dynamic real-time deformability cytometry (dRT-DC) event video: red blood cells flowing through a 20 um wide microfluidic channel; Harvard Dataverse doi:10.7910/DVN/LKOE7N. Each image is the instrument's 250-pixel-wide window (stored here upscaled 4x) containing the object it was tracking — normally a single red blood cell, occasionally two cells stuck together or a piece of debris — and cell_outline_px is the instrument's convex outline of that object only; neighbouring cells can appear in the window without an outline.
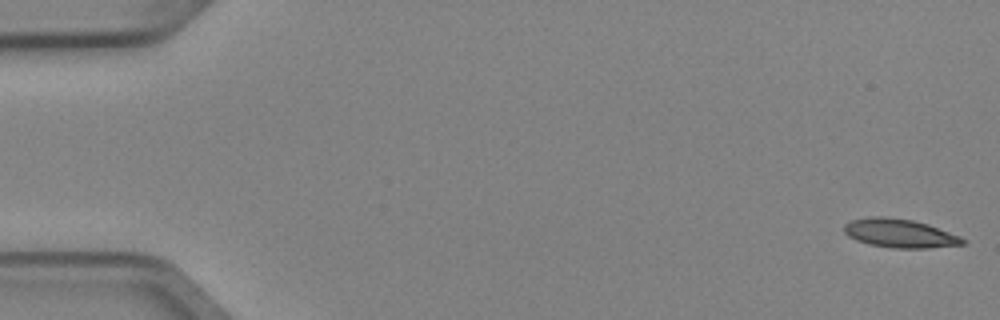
{"species": "Egyptian fruit bat (a non-hibernating species)", "species_latin": "Rousettus aegyptiacus", "temperature_condition": "cold", "stored_images_in_passage": 5, "camera_frame_rate_fps": 3000, "um_per_image_px": 0.085, "animal": {"sex": "female"}, "frame": {"image": 1, "passage_image": 1, "time_ms": 0.0, "image_size_px": [1000, 320], "cell_outline_px": [[968, 240], [964, 244], [928, 248], [892, 248], [868, 244], [856, 240], [848, 236], [844, 232], [844, 224], [852, 220], [868, 216], [880, 216], [912, 220], [928, 224], [960, 236]], "centroid_in_image_um": [76.47, 19.83], "position_along_channel_um": 8.5, "area_um2": 19.88}}
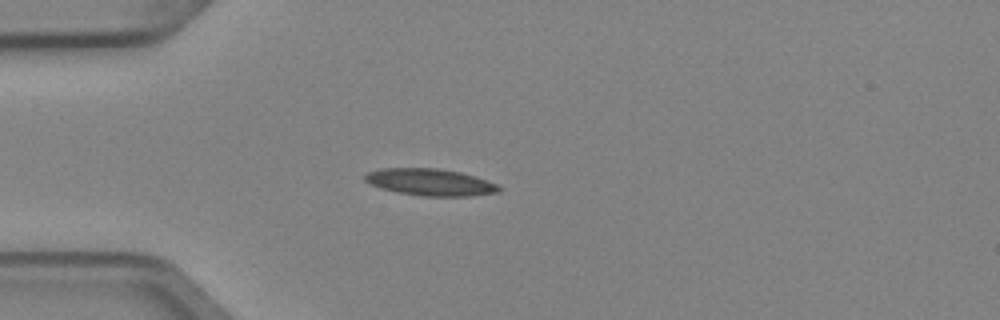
{"frame": {"image": 2, "passage_image": 4, "time_ms": 1.0, "image_size_px": [1000, 320], "cell_outline_px": [[500, 192], [468, 196], [424, 196], [396, 192], [380, 188], [364, 180], [364, 176], [368, 172], [380, 168], [440, 168], [460, 172], [496, 184], [500, 188]], "centroid_in_image_um": [36.52, 15.48], "position_along_channel_um": 48.5, "area_um2": 20.81}}